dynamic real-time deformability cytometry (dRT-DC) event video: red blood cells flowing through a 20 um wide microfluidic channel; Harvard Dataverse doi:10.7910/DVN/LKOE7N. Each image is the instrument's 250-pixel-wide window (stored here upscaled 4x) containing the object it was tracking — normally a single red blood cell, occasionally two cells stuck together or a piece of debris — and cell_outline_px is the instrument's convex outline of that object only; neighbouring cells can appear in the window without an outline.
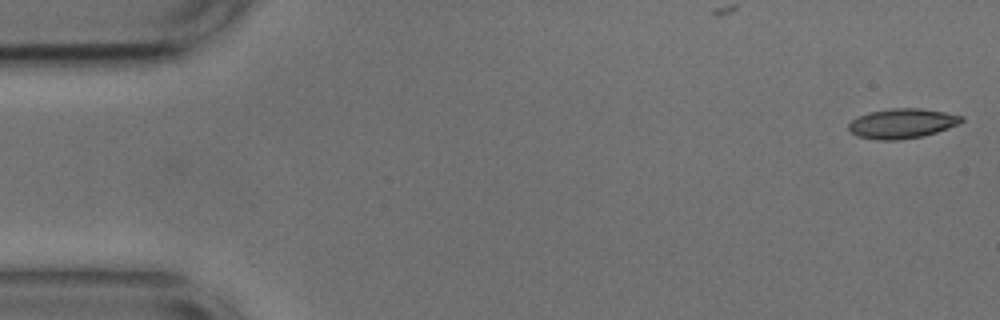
{"species": "common noctule bat (a hibernating species)", "species_latin": "Nyctalus noctula", "temperature_condition": "cold", "stored_images_in_passage": 53, "camera_frame_rate_fps": 3000, "um_per_image_px": 0.085, "animal": {"sex": "male", "body_mass_g": 17.9, "forearm_length_mm": 54.2}, "frame": {"image": 1, "passage_image": 1, "time_ms": 0.0, "image_size_px": [1000, 320], "cell_outline_px": [[964, 120], [960, 124], [924, 136], [896, 140], [880, 140], [856, 136], [848, 128], [848, 124], [852, 120], [868, 112], [892, 108], [920, 108], [944, 112], [964, 116]], "centroid_in_image_um": [76.7, 10.49], "position_along_channel_um": 8.3, "area_um2": 19.59}}
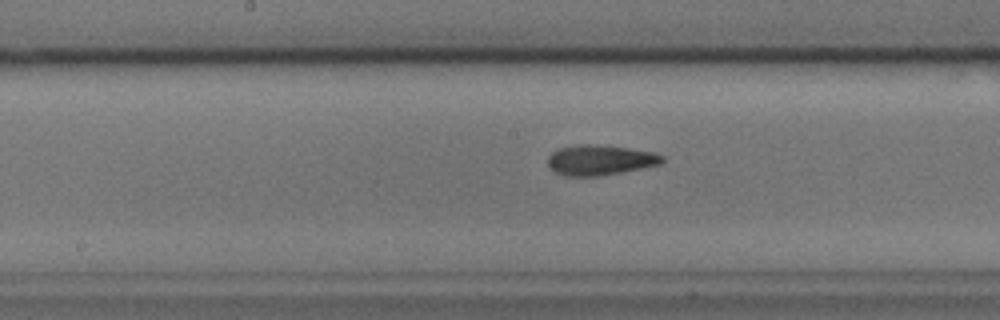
{"frame": {"image": 2, "passage_image": 26, "time_ms": 8.333, "image_size_px": [1000, 320], "cell_outline_px": [[664, 160], [660, 164], [600, 176], [568, 176], [556, 172], [548, 168], [548, 156], [556, 148], [580, 144], [588, 144], [628, 148], [652, 152], [664, 156]], "centroid_in_image_um": [50.95, 13.6], "position_along_channel_um": 197.2, "area_um2": 20.0}}
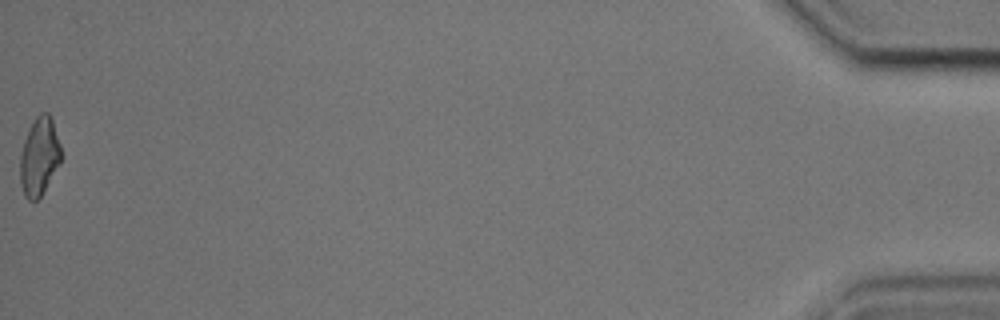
{"frame": {"image": 3, "passage_image": 53, "time_ms": 17.333, "image_size_px": [1000, 320], "cell_outline_px": [[60, 164], [40, 196], [36, 200], [28, 200], [24, 196], [20, 184], [20, 152], [24, 140], [36, 116], [40, 112], [48, 112], [52, 120], [60, 144]], "centroid_in_image_um": [3.32, 13.31], "position_along_channel_um": 431.9, "area_um2": 18.44}, "authors_computed_cell_mechanics": {"area_um2": 19.4786, "velocity_mm_per_s": 3.7284, "shape_relaxation_time_tau1_ms": 6.1043, "shape_relaxation_time_tau2_ms": 4.8201, "deformation_change_tau1": 0.1329, "deformation_change_tau2": 0.1369}}